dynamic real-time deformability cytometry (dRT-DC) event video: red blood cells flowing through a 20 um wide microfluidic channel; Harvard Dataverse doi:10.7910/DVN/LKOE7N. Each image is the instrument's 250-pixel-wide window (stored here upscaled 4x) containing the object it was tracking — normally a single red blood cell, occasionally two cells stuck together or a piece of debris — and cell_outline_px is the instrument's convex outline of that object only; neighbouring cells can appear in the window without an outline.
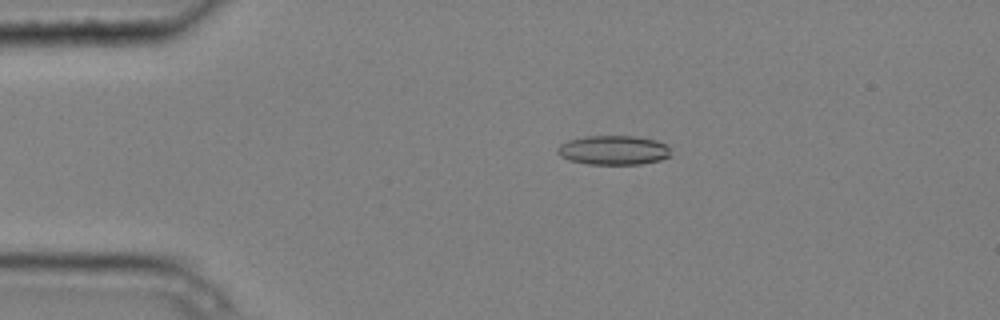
{"species": "common noctule bat (a hibernating species)", "species_latin": "Nyctalus noctula", "temperature_condition": "cold", "stored_images_in_passage": 4, "camera_frame_rate_fps": 3000, "um_per_image_px": 0.085, "animal": {"sex": "male", "body_mass_g": 20.4}, "frame": {"image": 1, "passage_image": 2, "time_ms": 0.333, "image_size_px": [1000, 320], "cell_outline_px": [[672, 156], [660, 160], [640, 164], [588, 164], [568, 160], [560, 156], [556, 152], [556, 148], [560, 144], [568, 140], [584, 136], [636, 136], [656, 140], [668, 144]], "centroid_in_image_um": [52.15, 12.76], "position_along_channel_um": 32.8, "area_um2": 19.65}}
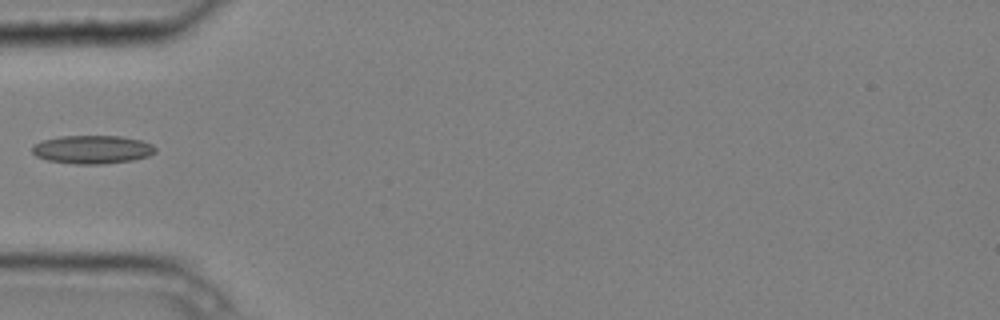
{"frame": {"image": 2, "passage_image": 4, "time_ms": 1.0, "image_size_px": [1000, 320], "cell_outline_px": [[156, 152], [148, 156], [132, 160], [100, 164], [76, 164], [48, 160], [36, 156], [32, 152], [32, 144], [40, 140], [60, 136], [120, 136], [140, 140], [152, 144], [156, 148]], "centroid_in_image_um": [7.82, 12.7], "position_along_channel_um": 77.2, "area_um2": 20.4}}